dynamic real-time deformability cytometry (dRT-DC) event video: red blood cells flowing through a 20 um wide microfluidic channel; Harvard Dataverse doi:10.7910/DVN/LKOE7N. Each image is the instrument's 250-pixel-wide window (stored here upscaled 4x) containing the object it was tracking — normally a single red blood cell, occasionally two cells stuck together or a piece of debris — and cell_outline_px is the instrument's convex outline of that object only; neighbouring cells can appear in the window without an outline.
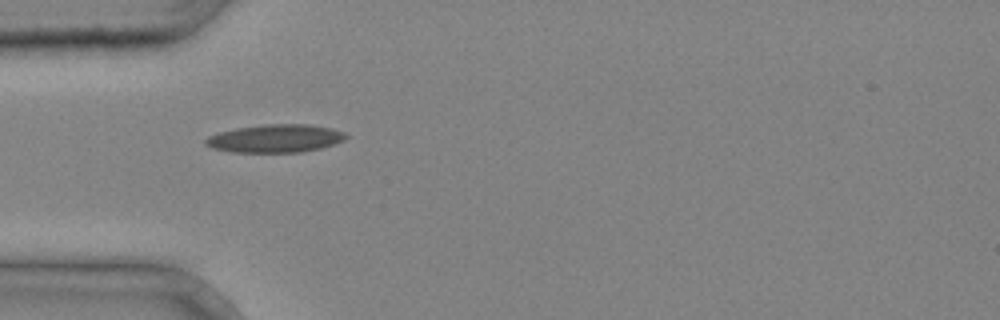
{"species": "common noctule bat (a hibernating species)", "species_latin": "Nyctalus noctula", "temperature_condition": "cold", "stored_images_in_passage": 3, "camera_frame_rate_fps": 3000, "um_per_image_px": 0.085, "animal": {"sex": "male", "body_mass_g": 20.4}, "frame": {"image": 1, "passage_image": 3, "time_ms": 0.667, "image_size_px": [1000, 320], "cell_outline_px": [[348, 136], [344, 140], [320, 148], [300, 152], [232, 152], [212, 148], [204, 144], [204, 140], [208, 136], [220, 132], [236, 128], [264, 124], [308, 124], [332, 128], [344, 132]], "centroid_in_image_um": [23.39, 11.76], "position_along_channel_um": 61.6, "area_um2": 22.89}}